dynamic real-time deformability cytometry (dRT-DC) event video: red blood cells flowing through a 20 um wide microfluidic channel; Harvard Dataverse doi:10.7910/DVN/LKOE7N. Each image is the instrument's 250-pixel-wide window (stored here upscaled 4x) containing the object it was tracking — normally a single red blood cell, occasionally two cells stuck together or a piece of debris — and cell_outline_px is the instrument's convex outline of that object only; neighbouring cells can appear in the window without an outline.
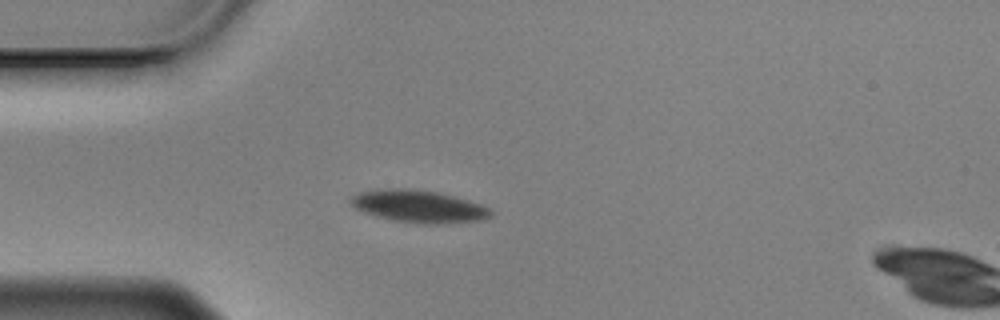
{"species": "Egyptian fruit bat (a non-hibernating species)", "species_latin": "Rousettus aegyptiacus", "temperature_condition": "cold", "stored_images_in_passage": 17, "camera_frame_rate_fps": 3000, "um_per_image_px": 0.085, "animal": {"sex": "male"}, "frame": {"image": 1, "passage_image": 15, "time_ms": 4.667, "image_size_px": [1000, 320], "cell_outline_px": [[480, 212], [476, 216], [400, 216], [368, 208], [360, 204], [360, 200], [364, 196], [392, 192], [408, 192], [436, 196], [464, 204], [476, 208]], "centroid_in_image_um": [35.42, 17.44], "position_along_channel_um": 49.6, "area_um2": 14.91}}